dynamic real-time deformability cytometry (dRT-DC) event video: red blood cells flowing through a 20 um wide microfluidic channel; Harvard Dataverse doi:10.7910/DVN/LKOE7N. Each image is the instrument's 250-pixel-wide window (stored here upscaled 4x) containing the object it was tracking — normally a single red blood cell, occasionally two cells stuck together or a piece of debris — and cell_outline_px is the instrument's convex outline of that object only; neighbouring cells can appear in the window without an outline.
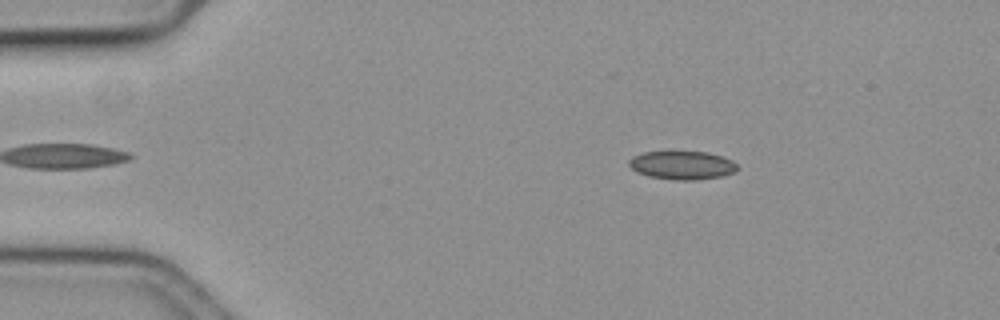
{"species": "common noctule bat (a hibernating species)", "species_latin": "Nyctalus noctula", "temperature_condition": "cold", "stored_images_in_passage": 49, "camera_frame_rate_fps": 3000, "um_per_image_px": 0.085, "animal": {"sex": "female", "body_mass_g": 19.3, "forearm_length_mm": 54.1}, "frame": {"image": 1, "passage_image": 10, "time_ms": 3.0, "image_size_px": [1000, 320], "cell_outline_px": [[736, 168], [732, 172], [720, 176], [692, 180], [676, 180], [652, 176], [640, 172], [632, 168], [628, 164], [628, 160], [632, 156], [644, 152], [708, 152], [732, 160], [736, 164]], "centroid_in_image_um": [57.96, 14.03], "position_along_channel_um": 27.0, "area_um2": 17.46}}
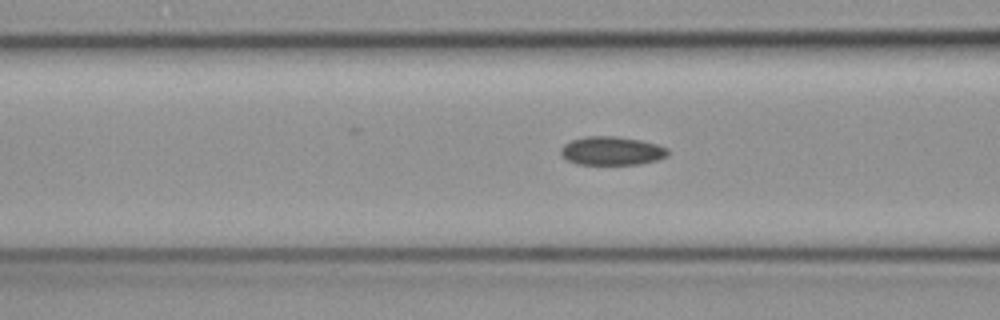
{"frame": {"image": 2, "passage_image": 23, "time_ms": 7.333, "image_size_px": [1000, 320], "cell_outline_px": [[668, 156], [656, 160], [640, 164], [576, 164], [568, 160], [560, 152], [560, 148], [564, 144], [572, 140], [588, 136], [616, 136], [640, 140], [656, 144], [668, 148]], "centroid_in_image_um": [52.01, 12.82], "position_along_channel_um": 114.6, "area_um2": 17.74}}
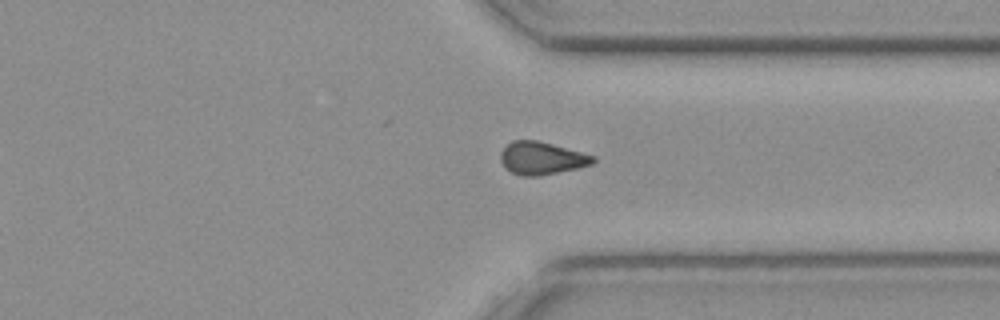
{"frame": {"image": 3, "passage_image": 44, "time_ms": 14.333, "image_size_px": [1000, 320], "cell_outline_px": [[596, 160], [592, 164], [576, 168], [540, 176], [520, 176], [512, 172], [500, 160], [500, 152], [512, 140], [536, 140], [552, 144], [596, 156]], "centroid_in_image_um": [46.05, 13.44], "position_along_channel_um": 365.4, "area_um2": 17.46}}